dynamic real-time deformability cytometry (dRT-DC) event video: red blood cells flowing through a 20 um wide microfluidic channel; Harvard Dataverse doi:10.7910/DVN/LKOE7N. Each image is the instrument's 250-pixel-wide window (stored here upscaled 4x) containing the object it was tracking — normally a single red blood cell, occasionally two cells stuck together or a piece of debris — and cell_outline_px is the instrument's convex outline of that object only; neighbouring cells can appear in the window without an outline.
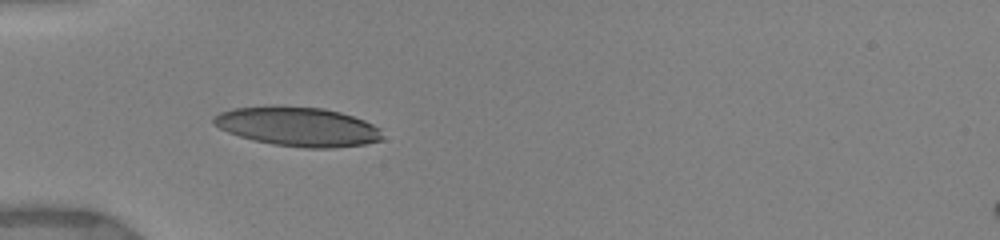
{"species": "human", "species_latin": "Homo sapiens", "temperature_condition": "warm", "stored_images_in_passage": 31, "camera_frame_rate_fps": 3000, "um_per_image_px": 0.085, "donor": {"sex": "female"}, "frame": {"image": 1, "passage_image": 11, "time_ms": 5.333, "image_size_px": [1000, 240], "cell_outline_px": [[384, 140], [364, 144], [332, 148], [304, 148], [272, 144], [252, 140], [228, 132], [220, 128], [212, 120], [220, 112], [232, 108], [324, 108], [340, 112], [364, 120], [380, 128]], "centroid_in_image_um": [25.39, 10.8], "position_along_channel_um": 59.6, "area_um2": 37.69}}
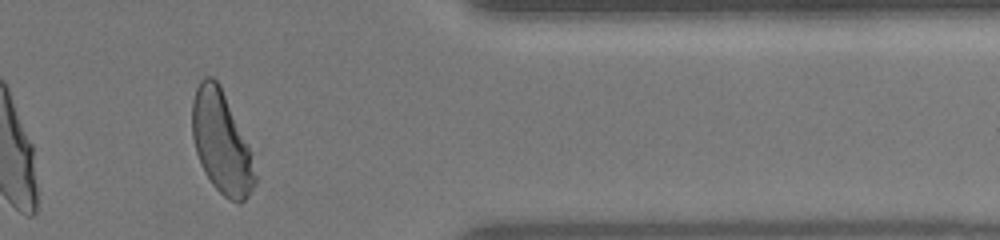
{"frame": {"image": 2, "passage_image": 27, "time_ms": 14.333, "image_size_px": [1000, 240], "cell_outline_px": [[256, 184], [248, 196], [240, 204], [224, 196], [212, 184], [196, 152], [192, 136], [192, 100], [196, 88], [200, 80], [204, 76], [212, 76], [220, 84], [252, 152], [256, 176]], "centroid_in_image_um": [18.83, 12.08], "position_along_channel_um": 392.6, "area_um2": 37.28}}
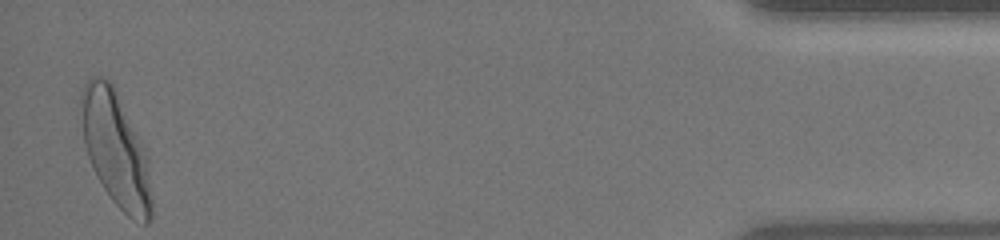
{"frame": {"image": 3, "passage_image": 31, "time_ms": 16.667, "image_size_px": [1000, 240], "cell_outline_px": [[152, 220], [148, 224], [144, 224], [132, 220], [112, 200], [104, 188], [88, 156], [84, 144], [80, 100], [80, 92], [84, 84], [92, 76], [100, 76], [108, 80], [112, 84], [144, 148], [152, 196]], "centroid_in_image_um": [9.83, 12.71], "position_along_channel_um": 425.4, "area_um2": 46.24}, "authors_computed_cell_mechanics": {"area_um2": 38.726, "velocity_mm_per_s": 3.938, "shape_relaxation_time_tau1_ms": 2.8304, "shape_relaxation_time_tau2_ms": null, "deformation_change_tau1": 0.1728, "deformation_change_tau2": null}}